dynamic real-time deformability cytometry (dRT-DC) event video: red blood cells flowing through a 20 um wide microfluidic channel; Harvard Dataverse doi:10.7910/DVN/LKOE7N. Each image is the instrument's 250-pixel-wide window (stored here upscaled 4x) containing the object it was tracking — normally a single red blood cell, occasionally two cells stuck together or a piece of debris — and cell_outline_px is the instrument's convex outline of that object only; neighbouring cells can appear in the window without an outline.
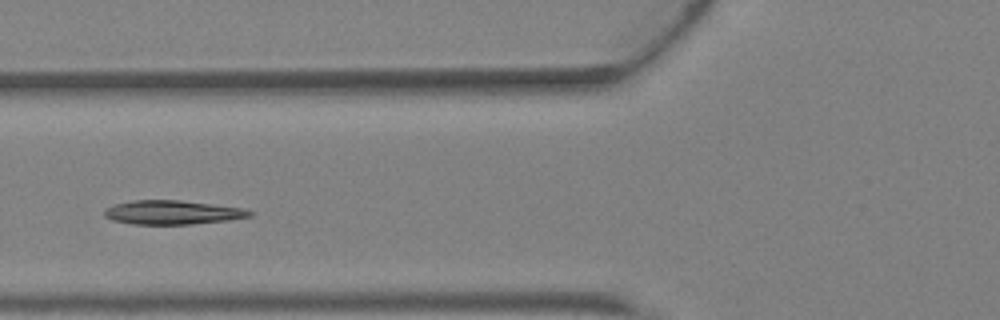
{"species": "Egyptian fruit bat (a non-hibernating species)", "species_latin": "Rousettus aegyptiacus", "temperature_condition": "warm", "stored_images_in_passage": 3, "camera_frame_rate_fps": 3000, "um_per_image_px": 0.085, "animal": {"sex": "female"}, "frame": {"image": 1, "passage_image": 3, "time_ms": 0.667, "image_size_px": [1000, 320], "cell_outline_px": [[252, 216], [228, 220], [192, 224], [132, 224], [112, 220], [104, 216], [104, 212], [112, 204], [132, 200], [180, 200], [244, 208], [252, 212]], "centroid_in_image_um": [14.64, 18.05], "position_along_channel_um": 111.2, "area_um2": 20.29}}